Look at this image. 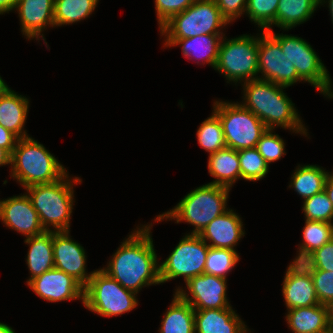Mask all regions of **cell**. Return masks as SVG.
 I'll use <instances>...</instances> for the list:
<instances>
[{
  "mask_svg": "<svg viewBox=\"0 0 333 333\" xmlns=\"http://www.w3.org/2000/svg\"><path fill=\"white\" fill-rule=\"evenodd\" d=\"M141 226L121 242L107 266L101 269L136 294L143 287L161 284L160 265L151 236L152 223Z\"/></svg>",
  "mask_w": 333,
  "mask_h": 333,
  "instance_id": "cell-1",
  "label": "cell"
},
{
  "mask_svg": "<svg viewBox=\"0 0 333 333\" xmlns=\"http://www.w3.org/2000/svg\"><path fill=\"white\" fill-rule=\"evenodd\" d=\"M243 102L267 129L282 127L290 132L308 135L300 115L291 99L283 92L287 88L263 79H253L242 84Z\"/></svg>",
  "mask_w": 333,
  "mask_h": 333,
  "instance_id": "cell-2",
  "label": "cell"
},
{
  "mask_svg": "<svg viewBox=\"0 0 333 333\" xmlns=\"http://www.w3.org/2000/svg\"><path fill=\"white\" fill-rule=\"evenodd\" d=\"M231 189L215 184H205L190 191L171 210L160 214L154 220H175L194 226L188 234L199 235L216 217L226 212L227 201Z\"/></svg>",
  "mask_w": 333,
  "mask_h": 333,
  "instance_id": "cell-3",
  "label": "cell"
},
{
  "mask_svg": "<svg viewBox=\"0 0 333 333\" xmlns=\"http://www.w3.org/2000/svg\"><path fill=\"white\" fill-rule=\"evenodd\" d=\"M82 183L79 177L73 179L68 173L60 180L49 184H36L25 188L33 208L39 215L46 231H70V219L74 205L73 185Z\"/></svg>",
  "mask_w": 333,
  "mask_h": 333,
  "instance_id": "cell-4",
  "label": "cell"
},
{
  "mask_svg": "<svg viewBox=\"0 0 333 333\" xmlns=\"http://www.w3.org/2000/svg\"><path fill=\"white\" fill-rule=\"evenodd\" d=\"M11 178L23 189L62 179L68 171L43 144L32 137L18 139L11 156Z\"/></svg>",
  "mask_w": 333,
  "mask_h": 333,
  "instance_id": "cell-5",
  "label": "cell"
},
{
  "mask_svg": "<svg viewBox=\"0 0 333 333\" xmlns=\"http://www.w3.org/2000/svg\"><path fill=\"white\" fill-rule=\"evenodd\" d=\"M229 22L215 0H196L186 10L172 16L160 27L165 39H183L205 34L225 35L221 29Z\"/></svg>",
  "mask_w": 333,
  "mask_h": 333,
  "instance_id": "cell-6",
  "label": "cell"
},
{
  "mask_svg": "<svg viewBox=\"0 0 333 333\" xmlns=\"http://www.w3.org/2000/svg\"><path fill=\"white\" fill-rule=\"evenodd\" d=\"M137 294L125 289L101 269L94 270L84 286L83 305L89 311L104 317H114L138 306Z\"/></svg>",
  "mask_w": 333,
  "mask_h": 333,
  "instance_id": "cell-7",
  "label": "cell"
},
{
  "mask_svg": "<svg viewBox=\"0 0 333 333\" xmlns=\"http://www.w3.org/2000/svg\"><path fill=\"white\" fill-rule=\"evenodd\" d=\"M222 38L218 60L214 70L222 73L227 83L248 82L259 79L258 41L259 37L243 34L236 38Z\"/></svg>",
  "mask_w": 333,
  "mask_h": 333,
  "instance_id": "cell-8",
  "label": "cell"
},
{
  "mask_svg": "<svg viewBox=\"0 0 333 333\" xmlns=\"http://www.w3.org/2000/svg\"><path fill=\"white\" fill-rule=\"evenodd\" d=\"M213 112L221 122L226 146L236 151L255 148L268 130L265 124L238 102L215 101Z\"/></svg>",
  "mask_w": 333,
  "mask_h": 333,
  "instance_id": "cell-9",
  "label": "cell"
},
{
  "mask_svg": "<svg viewBox=\"0 0 333 333\" xmlns=\"http://www.w3.org/2000/svg\"><path fill=\"white\" fill-rule=\"evenodd\" d=\"M281 46L283 54L294 64L303 82L313 85L327 98H333L332 79L312 46L303 38L292 34H276L266 30Z\"/></svg>",
  "mask_w": 333,
  "mask_h": 333,
  "instance_id": "cell-10",
  "label": "cell"
},
{
  "mask_svg": "<svg viewBox=\"0 0 333 333\" xmlns=\"http://www.w3.org/2000/svg\"><path fill=\"white\" fill-rule=\"evenodd\" d=\"M209 246L196 234H186L160 265V281L168 282L183 277L185 283L202 275Z\"/></svg>",
  "mask_w": 333,
  "mask_h": 333,
  "instance_id": "cell-11",
  "label": "cell"
},
{
  "mask_svg": "<svg viewBox=\"0 0 333 333\" xmlns=\"http://www.w3.org/2000/svg\"><path fill=\"white\" fill-rule=\"evenodd\" d=\"M258 41V73L261 78L285 87L303 81L287 55L283 54L280 44L262 30Z\"/></svg>",
  "mask_w": 333,
  "mask_h": 333,
  "instance_id": "cell-12",
  "label": "cell"
},
{
  "mask_svg": "<svg viewBox=\"0 0 333 333\" xmlns=\"http://www.w3.org/2000/svg\"><path fill=\"white\" fill-rule=\"evenodd\" d=\"M185 289L178 287L175 292L194 310L229 308L231 304L227 299V279L203 273L190 278Z\"/></svg>",
  "mask_w": 333,
  "mask_h": 333,
  "instance_id": "cell-13",
  "label": "cell"
},
{
  "mask_svg": "<svg viewBox=\"0 0 333 333\" xmlns=\"http://www.w3.org/2000/svg\"><path fill=\"white\" fill-rule=\"evenodd\" d=\"M27 285L40 298L49 302L84 299V286L64 271L52 268L30 280Z\"/></svg>",
  "mask_w": 333,
  "mask_h": 333,
  "instance_id": "cell-14",
  "label": "cell"
},
{
  "mask_svg": "<svg viewBox=\"0 0 333 333\" xmlns=\"http://www.w3.org/2000/svg\"><path fill=\"white\" fill-rule=\"evenodd\" d=\"M54 268L71 275L85 286L93 275L86 272V253L80 243L72 240L69 231H53Z\"/></svg>",
  "mask_w": 333,
  "mask_h": 333,
  "instance_id": "cell-15",
  "label": "cell"
},
{
  "mask_svg": "<svg viewBox=\"0 0 333 333\" xmlns=\"http://www.w3.org/2000/svg\"><path fill=\"white\" fill-rule=\"evenodd\" d=\"M0 219L26 238L45 231L27 193L0 200Z\"/></svg>",
  "mask_w": 333,
  "mask_h": 333,
  "instance_id": "cell-16",
  "label": "cell"
},
{
  "mask_svg": "<svg viewBox=\"0 0 333 333\" xmlns=\"http://www.w3.org/2000/svg\"><path fill=\"white\" fill-rule=\"evenodd\" d=\"M282 295L287 310L320 304L310 271L301 262H291L286 269Z\"/></svg>",
  "mask_w": 333,
  "mask_h": 333,
  "instance_id": "cell-17",
  "label": "cell"
},
{
  "mask_svg": "<svg viewBox=\"0 0 333 333\" xmlns=\"http://www.w3.org/2000/svg\"><path fill=\"white\" fill-rule=\"evenodd\" d=\"M14 10L18 11L23 35L28 40L34 38L39 40L41 37L48 49V44L41 33L49 25L55 27L54 0H18Z\"/></svg>",
  "mask_w": 333,
  "mask_h": 333,
  "instance_id": "cell-18",
  "label": "cell"
},
{
  "mask_svg": "<svg viewBox=\"0 0 333 333\" xmlns=\"http://www.w3.org/2000/svg\"><path fill=\"white\" fill-rule=\"evenodd\" d=\"M244 235L245 230H243L242 219L232 209H228L226 212L216 217L199 234L201 239L209 247L232 250H236L235 247L238 241L241 240Z\"/></svg>",
  "mask_w": 333,
  "mask_h": 333,
  "instance_id": "cell-19",
  "label": "cell"
},
{
  "mask_svg": "<svg viewBox=\"0 0 333 333\" xmlns=\"http://www.w3.org/2000/svg\"><path fill=\"white\" fill-rule=\"evenodd\" d=\"M285 319L293 333H327L333 329L331 307L327 305L293 308Z\"/></svg>",
  "mask_w": 333,
  "mask_h": 333,
  "instance_id": "cell-20",
  "label": "cell"
},
{
  "mask_svg": "<svg viewBox=\"0 0 333 333\" xmlns=\"http://www.w3.org/2000/svg\"><path fill=\"white\" fill-rule=\"evenodd\" d=\"M246 327L232 306L195 310V333H248Z\"/></svg>",
  "mask_w": 333,
  "mask_h": 333,
  "instance_id": "cell-21",
  "label": "cell"
},
{
  "mask_svg": "<svg viewBox=\"0 0 333 333\" xmlns=\"http://www.w3.org/2000/svg\"><path fill=\"white\" fill-rule=\"evenodd\" d=\"M29 109V99L8 87L0 95V125L19 139L29 137L24 130Z\"/></svg>",
  "mask_w": 333,
  "mask_h": 333,
  "instance_id": "cell-22",
  "label": "cell"
},
{
  "mask_svg": "<svg viewBox=\"0 0 333 333\" xmlns=\"http://www.w3.org/2000/svg\"><path fill=\"white\" fill-rule=\"evenodd\" d=\"M224 35L205 34L183 39H164L165 47L182 46V53L185 58L192 60L194 57L197 63L201 60L203 64H209L215 68L219 47Z\"/></svg>",
  "mask_w": 333,
  "mask_h": 333,
  "instance_id": "cell-23",
  "label": "cell"
},
{
  "mask_svg": "<svg viewBox=\"0 0 333 333\" xmlns=\"http://www.w3.org/2000/svg\"><path fill=\"white\" fill-rule=\"evenodd\" d=\"M24 243L29 245L26 263L30 270L27 283L54 268L53 230L44 231L38 235L27 237Z\"/></svg>",
  "mask_w": 333,
  "mask_h": 333,
  "instance_id": "cell-24",
  "label": "cell"
},
{
  "mask_svg": "<svg viewBox=\"0 0 333 333\" xmlns=\"http://www.w3.org/2000/svg\"><path fill=\"white\" fill-rule=\"evenodd\" d=\"M208 172L215 178L209 184L232 188L233 184L241 179L238 151L226 147L209 154Z\"/></svg>",
  "mask_w": 333,
  "mask_h": 333,
  "instance_id": "cell-25",
  "label": "cell"
},
{
  "mask_svg": "<svg viewBox=\"0 0 333 333\" xmlns=\"http://www.w3.org/2000/svg\"><path fill=\"white\" fill-rule=\"evenodd\" d=\"M320 0H279L276 20L272 24L282 30H291L312 17Z\"/></svg>",
  "mask_w": 333,
  "mask_h": 333,
  "instance_id": "cell-26",
  "label": "cell"
},
{
  "mask_svg": "<svg viewBox=\"0 0 333 333\" xmlns=\"http://www.w3.org/2000/svg\"><path fill=\"white\" fill-rule=\"evenodd\" d=\"M160 333H195V310L176 292L164 314Z\"/></svg>",
  "mask_w": 333,
  "mask_h": 333,
  "instance_id": "cell-27",
  "label": "cell"
},
{
  "mask_svg": "<svg viewBox=\"0 0 333 333\" xmlns=\"http://www.w3.org/2000/svg\"><path fill=\"white\" fill-rule=\"evenodd\" d=\"M329 173L318 165H298L292 174L289 188H294L297 194L306 200L324 190Z\"/></svg>",
  "mask_w": 333,
  "mask_h": 333,
  "instance_id": "cell-28",
  "label": "cell"
},
{
  "mask_svg": "<svg viewBox=\"0 0 333 333\" xmlns=\"http://www.w3.org/2000/svg\"><path fill=\"white\" fill-rule=\"evenodd\" d=\"M303 242L299 244L298 254L293 262H303L316 249L333 238V223L305 220Z\"/></svg>",
  "mask_w": 333,
  "mask_h": 333,
  "instance_id": "cell-29",
  "label": "cell"
},
{
  "mask_svg": "<svg viewBox=\"0 0 333 333\" xmlns=\"http://www.w3.org/2000/svg\"><path fill=\"white\" fill-rule=\"evenodd\" d=\"M97 0H54L55 27L80 22L95 10Z\"/></svg>",
  "mask_w": 333,
  "mask_h": 333,
  "instance_id": "cell-30",
  "label": "cell"
},
{
  "mask_svg": "<svg viewBox=\"0 0 333 333\" xmlns=\"http://www.w3.org/2000/svg\"><path fill=\"white\" fill-rule=\"evenodd\" d=\"M211 114L200 124L196 133L198 144L209 154L227 147L219 117L214 112Z\"/></svg>",
  "mask_w": 333,
  "mask_h": 333,
  "instance_id": "cell-31",
  "label": "cell"
},
{
  "mask_svg": "<svg viewBox=\"0 0 333 333\" xmlns=\"http://www.w3.org/2000/svg\"><path fill=\"white\" fill-rule=\"evenodd\" d=\"M240 257L236 250L209 247L204 273L226 278L236 266Z\"/></svg>",
  "mask_w": 333,
  "mask_h": 333,
  "instance_id": "cell-32",
  "label": "cell"
},
{
  "mask_svg": "<svg viewBox=\"0 0 333 333\" xmlns=\"http://www.w3.org/2000/svg\"><path fill=\"white\" fill-rule=\"evenodd\" d=\"M241 179L260 181L268 174L269 165L256 148L238 150Z\"/></svg>",
  "mask_w": 333,
  "mask_h": 333,
  "instance_id": "cell-33",
  "label": "cell"
},
{
  "mask_svg": "<svg viewBox=\"0 0 333 333\" xmlns=\"http://www.w3.org/2000/svg\"><path fill=\"white\" fill-rule=\"evenodd\" d=\"M279 0H247L246 15L264 31L273 30Z\"/></svg>",
  "mask_w": 333,
  "mask_h": 333,
  "instance_id": "cell-34",
  "label": "cell"
},
{
  "mask_svg": "<svg viewBox=\"0 0 333 333\" xmlns=\"http://www.w3.org/2000/svg\"><path fill=\"white\" fill-rule=\"evenodd\" d=\"M303 201L305 220L333 223V206L324 190Z\"/></svg>",
  "mask_w": 333,
  "mask_h": 333,
  "instance_id": "cell-35",
  "label": "cell"
},
{
  "mask_svg": "<svg viewBox=\"0 0 333 333\" xmlns=\"http://www.w3.org/2000/svg\"><path fill=\"white\" fill-rule=\"evenodd\" d=\"M255 148L268 165L286 155L285 142L278 134H273V129H268L261 136Z\"/></svg>",
  "mask_w": 333,
  "mask_h": 333,
  "instance_id": "cell-36",
  "label": "cell"
},
{
  "mask_svg": "<svg viewBox=\"0 0 333 333\" xmlns=\"http://www.w3.org/2000/svg\"><path fill=\"white\" fill-rule=\"evenodd\" d=\"M313 278L317 298L322 305L333 306V272L308 269Z\"/></svg>",
  "mask_w": 333,
  "mask_h": 333,
  "instance_id": "cell-37",
  "label": "cell"
},
{
  "mask_svg": "<svg viewBox=\"0 0 333 333\" xmlns=\"http://www.w3.org/2000/svg\"><path fill=\"white\" fill-rule=\"evenodd\" d=\"M301 263L307 269L333 272V238L321 248L316 249Z\"/></svg>",
  "mask_w": 333,
  "mask_h": 333,
  "instance_id": "cell-38",
  "label": "cell"
},
{
  "mask_svg": "<svg viewBox=\"0 0 333 333\" xmlns=\"http://www.w3.org/2000/svg\"><path fill=\"white\" fill-rule=\"evenodd\" d=\"M196 0H154L159 28L172 16L183 12Z\"/></svg>",
  "mask_w": 333,
  "mask_h": 333,
  "instance_id": "cell-39",
  "label": "cell"
},
{
  "mask_svg": "<svg viewBox=\"0 0 333 333\" xmlns=\"http://www.w3.org/2000/svg\"><path fill=\"white\" fill-rule=\"evenodd\" d=\"M222 16L229 22L244 15L247 0H215Z\"/></svg>",
  "mask_w": 333,
  "mask_h": 333,
  "instance_id": "cell-40",
  "label": "cell"
},
{
  "mask_svg": "<svg viewBox=\"0 0 333 333\" xmlns=\"http://www.w3.org/2000/svg\"><path fill=\"white\" fill-rule=\"evenodd\" d=\"M18 139L15 134L0 125V147L6 149L11 155Z\"/></svg>",
  "mask_w": 333,
  "mask_h": 333,
  "instance_id": "cell-41",
  "label": "cell"
},
{
  "mask_svg": "<svg viewBox=\"0 0 333 333\" xmlns=\"http://www.w3.org/2000/svg\"><path fill=\"white\" fill-rule=\"evenodd\" d=\"M18 0H0V14L9 13L13 11Z\"/></svg>",
  "mask_w": 333,
  "mask_h": 333,
  "instance_id": "cell-42",
  "label": "cell"
},
{
  "mask_svg": "<svg viewBox=\"0 0 333 333\" xmlns=\"http://www.w3.org/2000/svg\"><path fill=\"white\" fill-rule=\"evenodd\" d=\"M324 191L327 193L333 206V176L328 174L325 180Z\"/></svg>",
  "mask_w": 333,
  "mask_h": 333,
  "instance_id": "cell-43",
  "label": "cell"
},
{
  "mask_svg": "<svg viewBox=\"0 0 333 333\" xmlns=\"http://www.w3.org/2000/svg\"><path fill=\"white\" fill-rule=\"evenodd\" d=\"M11 154L4 148L0 147V167L5 165L11 166Z\"/></svg>",
  "mask_w": 333,
  "mask_h": 333,
  "instance_id": "cell-44",
  "label": "cell"
},
{
  "mask_svg": "<svg viewBox=\"0 0 333 333\" xmlns=\"http://www.w3.org/2000/svg\"><path fill=\"white\" fill-rule=\"evenodd\" d=\"M0 333H15V331L8 324L0 322Z\"/></svg>",
  "mask_w": 333,
  "mask_h": 333,
  "instance_id": "cell-45",
  "label": "cell"
},
{
  "mask_svg": "<svg viewBox=\"0 0 333 333\" xmlns=\"http://www.w3.org/2000/svg\"><path fill=\"white\" fill-rule=\"evenodd\" d=\"M320 5H323L325 4L326 2H328V8H329V11H330V16H331V20H332V24H333V0H320Z\"/></svg>",
  "mask_w": 333,
  "mask_h": 333,
  "instance_id": "cell-46",
  "label": "cell"
},
{
  "mask_svg": "<svg viewBox=\"0 0 333 333\" xmlns=\"http://www.w3.org/2000/svg\"><path fill=\"white\" fill-rule=\"evenodd\" d=\"M8 88V85L5 83V81L0 76V95Z\"/></svg>",
  "mask_w": 333,
  "mask_h": 333,
  "instance_id": "cell-47",
  "label": "cell"
},
{
  "mask_svg": "<svg viewBox=\"0 0 333 333\" xmlns=\"http://www.w3.org/2000/svg\"><path fill=\"white\" fill-rule=\"evenodd\" d=\"M331 320H332V325H333V306L331 307Z\"/></svg>",
  "mask_w": 333,
  "mask_h": 333,
  "instance_id": "cell-48",
  "label": "cell"
}]
</instances>
